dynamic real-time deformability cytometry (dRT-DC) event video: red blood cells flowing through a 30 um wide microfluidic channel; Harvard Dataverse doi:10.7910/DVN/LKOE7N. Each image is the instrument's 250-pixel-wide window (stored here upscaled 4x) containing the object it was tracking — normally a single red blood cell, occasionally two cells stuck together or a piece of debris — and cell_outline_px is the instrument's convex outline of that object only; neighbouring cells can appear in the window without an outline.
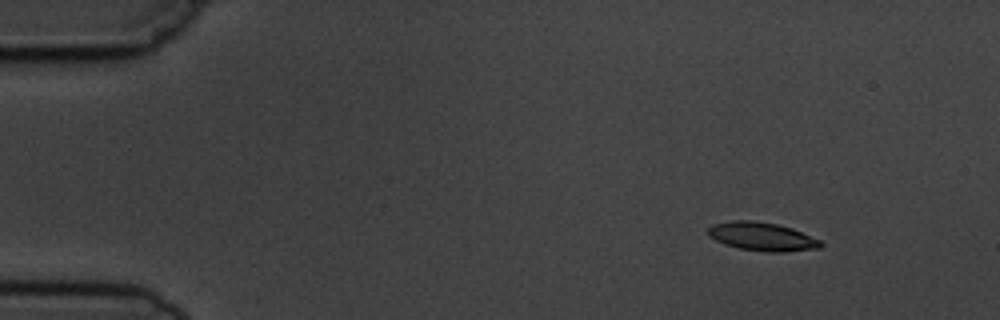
{"species": "common noctule bat (a hibernating species)", "species_latin": "Nyctalus noctula", "temperature_condition": "cold", "stored_images_in_passage": 5, "segment_of_instrument_passage": [1, 2], "camera_frame_rate_fps": 3000, "um_per_image_px": 0.085, "animal": {"sex": "male", "body_mass_g": 19.5, "forearm_length_mm": 54.6}, "frame": {"image": 1, "passage_image": 1, "time_ms": 0.0, "image_size_px": [1000, 320], "cell_outline_px": [[824, 244], [820, 248], [784, 252], [764, 252], [740, 248], [724, 244], [708, 236], [708, 228], [712, 224], [732, 220], [752, 220], [776, 224], [792, 228], [820, 240]], "centroid_in_image_um": [64.77, 20.11], "position_along_channel_um": 20.2, "area_um2": 18.73}}
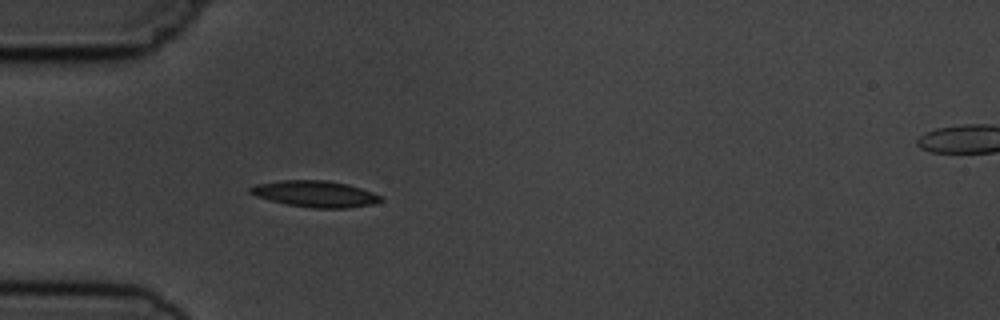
{"frame": {"image": 2, "passage_image": 4, "time_ms": 3.333, "image_size_px": [1000, 320], "cell_outline_px": [[384, 200], [372, 204], [348, 208], [312, 208], [288, 204], [256, 196], [248, 192], [248, 188], [256, 184], [280, 180], [324, 180], [348, 184], [372, 192], [380, 196]], "centroid_in_image_um": [26.78, 16.47], "position_along_channel_um": 58.2, "area_um2": 19.88}}